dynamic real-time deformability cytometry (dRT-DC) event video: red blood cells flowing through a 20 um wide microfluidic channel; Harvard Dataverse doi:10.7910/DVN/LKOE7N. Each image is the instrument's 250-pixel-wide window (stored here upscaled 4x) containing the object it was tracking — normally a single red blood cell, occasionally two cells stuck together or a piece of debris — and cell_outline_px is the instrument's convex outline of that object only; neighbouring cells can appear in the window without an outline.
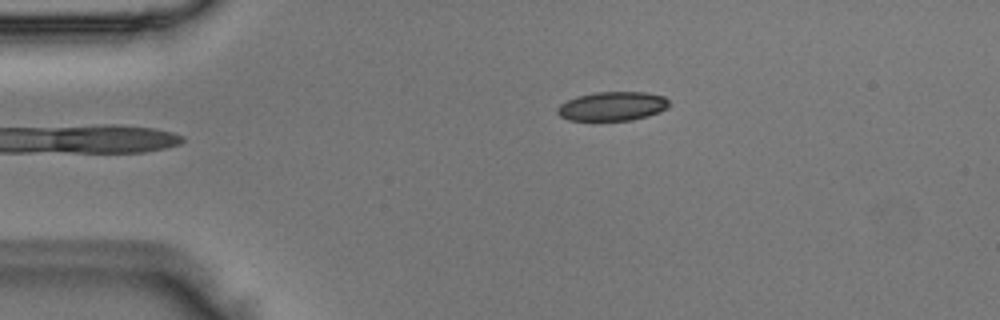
{"species": "Egyptian fruit bat (a non-hibernating species)", "species_latin": "Rousettus aegyptiacus", "temperature_condition": "room temperature", "stored_images_in_passage": 2, "camera_frame_rate_fps": 3000, "um_per_image_px": 0.085, "animal": {"sex": "male"}, "frame": {"image": 1, "passage_image": 1, "time_ms": 0.0, "image_size_px": [1000, 320], "cell_outline_px": [[672, 104], [668, 108], [660, 112], [648, 116], [632, 120], [568, 120], [560, 116], [556, 112], [556, 108], [560, 104], [576, 96], [596, 92], [648, 92], [664, 96]], "centroid_in_image_um": [52.08, 9.02], "position_along_channel_um": 32.9, "area_um2": 19.13}}